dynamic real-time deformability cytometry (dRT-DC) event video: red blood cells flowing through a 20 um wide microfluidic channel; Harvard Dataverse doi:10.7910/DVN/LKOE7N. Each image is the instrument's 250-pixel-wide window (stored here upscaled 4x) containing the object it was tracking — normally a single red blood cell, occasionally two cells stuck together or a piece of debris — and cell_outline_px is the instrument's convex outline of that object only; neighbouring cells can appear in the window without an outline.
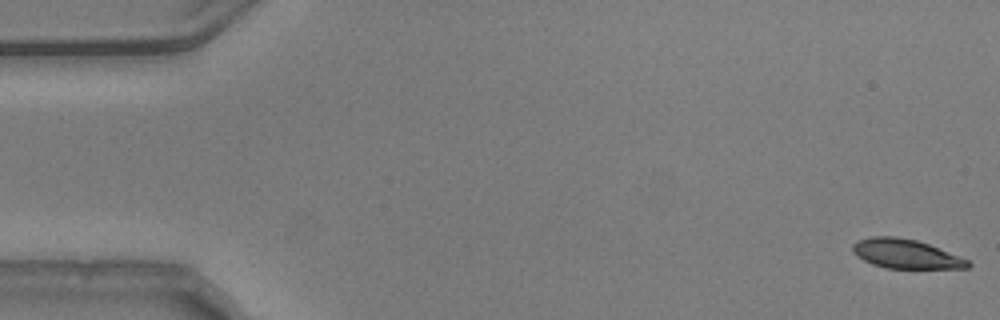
{"species": "common noctule bat (a hibernating species)", "species_latin": "Nyctalus noctula", "temperature_condition": "warm", "stored_images_in_passage": 54, "camera_frame_rate_fps": 3000, "um_per_image_px": 0.085, "animal": {"sex": "male", "body_mass_g": 20.5, "forearm_length_mm": 52.5}, "frame": {"image": 1, "passage_image": 1, "time_ms": 0.0, "image_size_px": [1000, 320], "cell_outline_px": [[972, 264], [968, 268], [884, 268], [872, 264], [856, 256], [852, 252], [852, 244], [856, 240], [872, 236], [896, 236], [916, 240], [928, 244], [968, 260]], "centroid_in_image_um": [76.93, 21.57], "position_along_channel_um": 8.1, "area_um2": 19.59}}
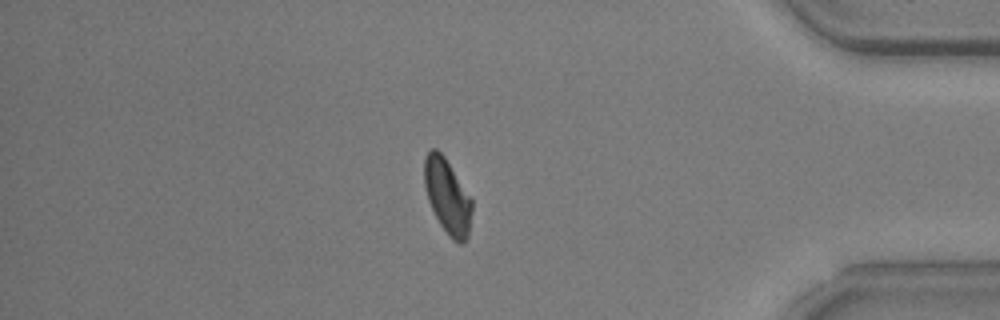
{"frame": {"image": 2, "passage_image": 46, "time_ms": 15.0, "image_size_px": [1000, 320], "cell_outline_px": [[472, 212], [468, 236], [460, 244], [452, 240], [448, 236], [440, 224], [428, 200], [424, 184], [424, 160], [428, 152], [432, 148], [436, 148], [444, 156], [472, 200]], "centroid_in_image_um": [38.02, 16.7], "position_along_channel_um": 397.2, "area_um2": 20.52}}
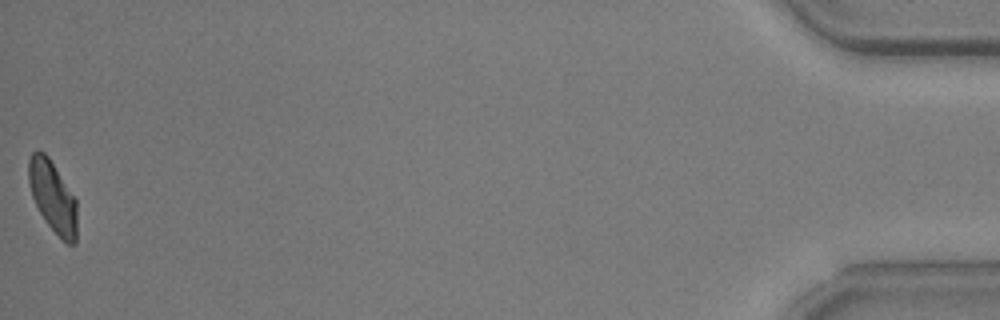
{"frame": {"image": 3, "passage_image": 54, "time_ms": 17.667, "image_size_px": [1000, 320], "cell_outline_px": [[76, 244], [68, 244], [48, 224], [40, 212], [32, 196], [28, 180], [28, 160], [32, 152], [44, 152], [48, 156], [76, 200]], "centroid_in_image_um": [4.47, 16.7], "position_along_channel_um": 430.7, "area_um2": 19.59}, "authors_computed_cell_mechanics": {"area_um2": 21.097, "velocity_mm_per_s": 3.7409, "shape_relaxation_time_tau1_ms": 3.5642, "shape_relaxation_time_tau2_ms": null, "deformation_change_tau1": 0.1094, "deformation_change_tau2": null}}